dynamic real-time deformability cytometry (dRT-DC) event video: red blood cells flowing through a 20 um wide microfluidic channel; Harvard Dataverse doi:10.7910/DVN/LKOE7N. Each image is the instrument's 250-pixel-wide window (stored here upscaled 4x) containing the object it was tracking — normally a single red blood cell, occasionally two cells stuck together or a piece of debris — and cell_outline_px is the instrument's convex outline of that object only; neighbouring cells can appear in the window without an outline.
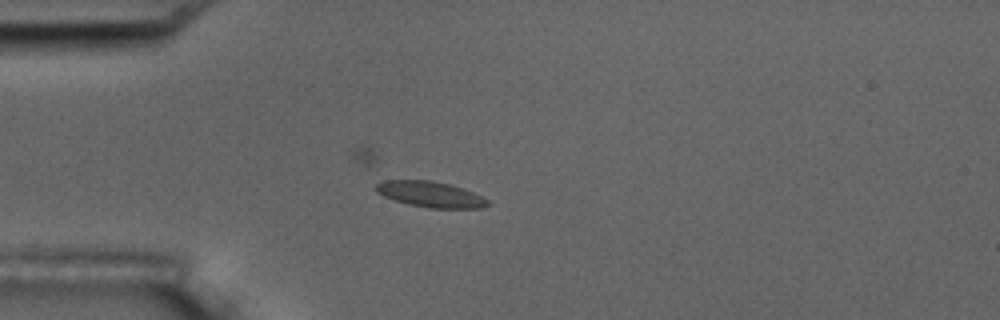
{"species": "common noctule bat (a hibernating species)", "species_latin": "Nyctalus noctula", "temperature_condition": "room temperature", "stored_images_in_passage": 11, "camera_frame_rate_fps": 3000, "um_per_image_px": 0.085, "animal": {"sex": "male", "body_mass_g": 17.5, "forearm_length_mm": 52.3}, "frame": {"image": 1, "passage_image": 4, "time_ms": 3.667, "image_size_px": [1000, 320], "cell_outline_px": [[492, 204], [484, 208], [432, 208], [408, 204], [384, 196], [376, 192], [372, 188], [376, 184], [384, 180], [432, 180], [448, 184], [472, 192], [488, 200]], "centroid_in_image_um": [36.56, 16.51], "position_along_channel_um": 48.4, "area_um2": 16.7}}
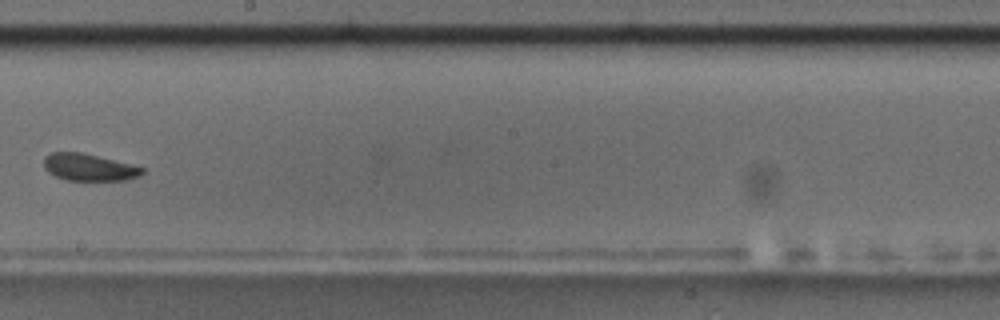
{"frame": {"image": 2, "passage_image": 9, "time_ms": 9.333, "image_size_px": [1000, 320], "cell_outline_px": [[144, 172], [140, 176], [124, 180], [64, 180], [48, 172], [44, 168], [44, 156], [52, 152], [80, 152], [144, 168]], "centroid_in_image_um": [7.51, 14.23], "position_along_channel_um": 240.7, "area_um2": 15.26}}
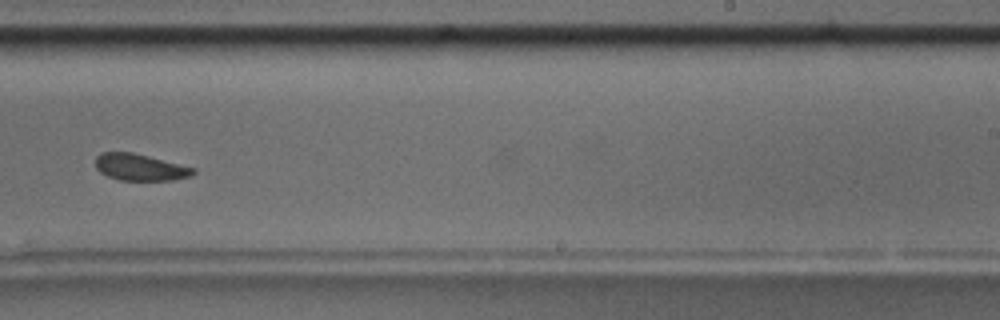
{"frame": {"image": 3, "passage_image": 10, "time_ms": 10.333, "image_size_px": [1000, 320], "cell_outline_px": [[196, 172], [192, 176], [172, 180], [120, 180], [108, 176], [100, 172], [96, 168], [96, 156], [100, 152], [132, 152], [196, 168]], "centroid_in_image_um": [11.92, 14.21], "position_along_channel_um": 277.1, "area_um2": 15.2}}